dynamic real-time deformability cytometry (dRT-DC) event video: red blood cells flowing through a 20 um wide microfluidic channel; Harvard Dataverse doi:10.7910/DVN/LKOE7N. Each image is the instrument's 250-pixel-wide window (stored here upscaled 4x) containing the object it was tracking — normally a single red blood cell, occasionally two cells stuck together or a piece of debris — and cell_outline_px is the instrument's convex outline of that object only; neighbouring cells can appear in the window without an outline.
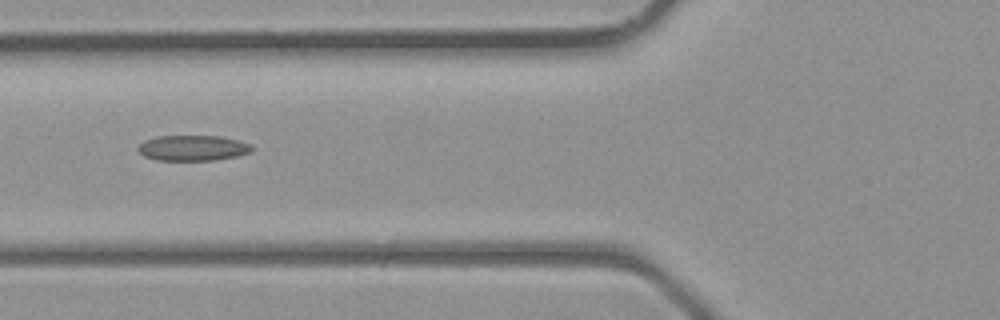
{"species": "common noctule bat (a hibernating species)", "species_latin": "Nyctalus noctula", "temperature_condition": "room temperature", "stored_images_in_passage": 9, "camera_frame_rate_fps": 3000, "um_per_image_px": 0.085, "animal": {"sex": "male", "body_mass_g": 23.1, "forearm_length_mm": 52.7}, "frame": {"image": 1, "passage_image": 3, "time_ms": 0.667, "image_size_px": [1000, 320], "cell_outline_px": [[252, 152], [236, 156], [216, 160], [156, 160], [144, 156], [136, 148], [144, 140], [156, 136], [220, 136], [252, 144]], "centroid_in_image_um": [16.38, 12.58], "position_along_channel_um": 109.4, "area_um2": 16.94}}